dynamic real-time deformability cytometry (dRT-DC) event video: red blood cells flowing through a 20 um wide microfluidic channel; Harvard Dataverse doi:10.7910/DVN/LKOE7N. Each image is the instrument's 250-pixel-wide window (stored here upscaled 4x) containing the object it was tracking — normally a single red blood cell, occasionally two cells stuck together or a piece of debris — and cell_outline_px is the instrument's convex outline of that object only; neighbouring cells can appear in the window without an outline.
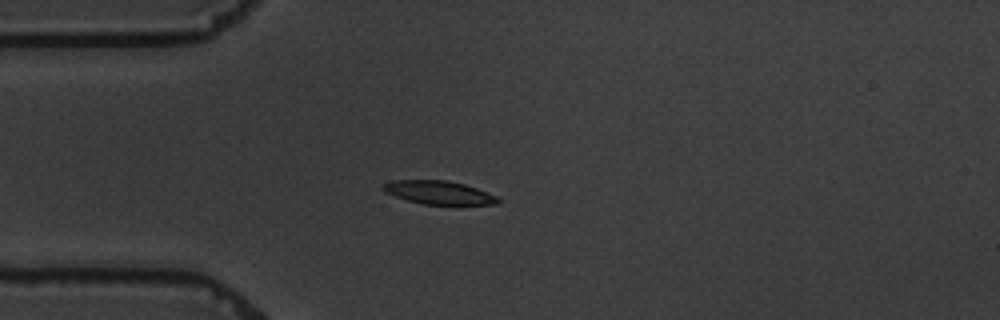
{"species": "common noctule bat (a hibernating species)", "species_latin": "Nyctalus noctula", "temperature_condition": "warm", "stored_images_in_passage": 6, "camera_frame_rate_fps": 3000, "um_per_image_px": 0.085, "animal": {"sex": "male", "body_mass_g": 19.5, "forearm_length_mm": 54.6}, "frame": {"image": 1, "passage_image": 1, "time_ms": 0.0, "image_size_px": [1000, 320], "cell_outline_px": [[500, 204], [424, 204], [408, 200], [384, 192], [380, 188], [384, 184], [392, 180], [444, 180], [464, 184], [476, 188], [496, 196], [500, 200]], "centroid_in_image_um": [37.27, 16.36], "position_along_channel_um": 47.7, "area_um2": 15.43}}
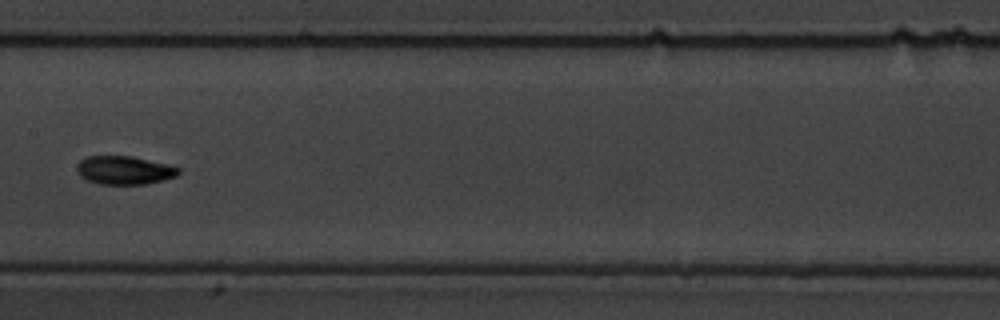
{"frame": {"image": 2, "passage_image": 5, "time_ms": 4.667, "image_size_px": [1000, 320], "cell_outline_px": [[180, 172], [176, 176], [164, 180], [144, 184], [100, 184], [84, 180], [76, 172], [76, 168], [80, 160], [88, 156], [132, 156], [168, 164], [180, 168]], "centroid_in_image_um": [10.55, 14.47], "position_along_channel_um": 196.9, "area_um2": 16.99}}
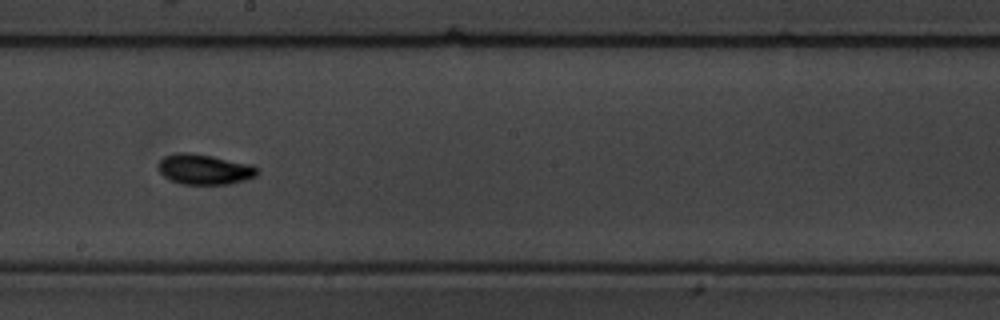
{"frame": {"image": 3, "passage_image": 6, "time_ms": 5.667, "image_size_px": [1000, 320], "cell_outline_px": [[260, 172], [256, 176], [244, 180], [228, 184], [180, 184], [168, 180], [160, 172], [160, 160], [164, 156], [176, 152], [188, 152], [212, 156], [252, 164]], "centroid_in_image_um": [17.38, 14.39], "position_along_channel_um": 230.8, "area_um2": 17.51}}